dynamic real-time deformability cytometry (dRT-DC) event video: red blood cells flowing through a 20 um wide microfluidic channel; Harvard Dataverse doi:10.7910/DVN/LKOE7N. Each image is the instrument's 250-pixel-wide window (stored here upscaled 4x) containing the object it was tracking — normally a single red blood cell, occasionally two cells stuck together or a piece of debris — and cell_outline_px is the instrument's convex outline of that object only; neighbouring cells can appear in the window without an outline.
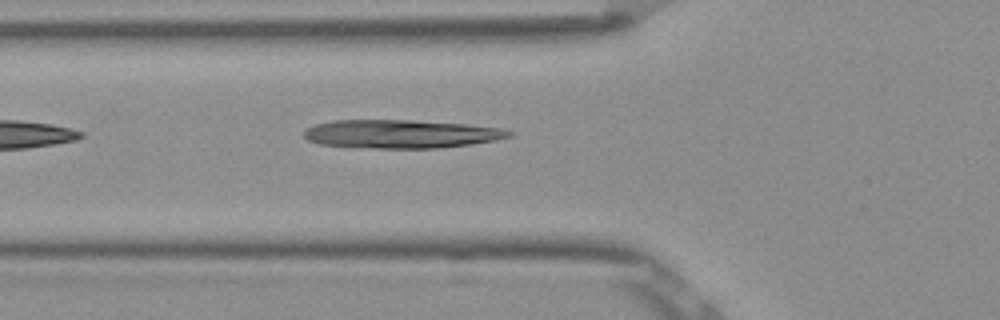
{"species": "Egyptian fruit bat (a non-hibernating species)", "species_latin": "Rousettus aegyptiacus", "temperature_condition": "room temperature", "stored_images_in_passage": 5, "camera_frame_rate_fps": 3000, "um_per_image_px": 0.085, "frame": {"image": 1, "passage_image": 5, "time_ms": 1.333, "image_size_px": [1000, 320], "cell_outline_px": [[512, 136], [496, 140], [472, 144], [436, 148], [352, 148], [320, 144], [308, 140], [304, 136], [304, 132], [308, 128], [316, 124], [332, 120], [408, 120], [464, 124], [500, 128], [512, 132]], "centroid_in_image_um": [34.04, 11.39], "position_along_channel_um": 91.8, "area_um2": 33.99}}